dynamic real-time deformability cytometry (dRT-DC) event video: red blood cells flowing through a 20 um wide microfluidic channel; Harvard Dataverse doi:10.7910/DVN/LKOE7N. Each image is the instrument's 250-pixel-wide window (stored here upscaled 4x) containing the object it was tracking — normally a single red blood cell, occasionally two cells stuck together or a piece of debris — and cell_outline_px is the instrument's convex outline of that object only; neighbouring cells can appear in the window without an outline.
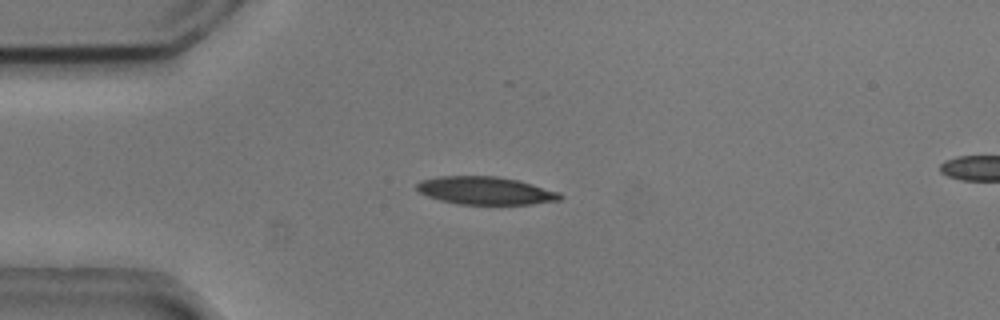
{"species": "common noctule bat (a hibernating species)", "species_latin": "Nyctalus noctula", "temperature_condition": "cold", "stored_images_in_passage": 52, "camera_frame_rate_fps": 3000, "um_per_image_px": 0.085, "animal": {"sex": "male", "body_mass_g": 20.5, "forearm_length_mm": 52.5}, "frame": {"image": 1, "passage_image": 12, "time_ms": 3.667, "image_size_px": [1000, 320], "cell_outline_px": [[564, 196], [560, 200], [532, 204], [460, 204], [440, 200], [416, 192], [416, 184], [420, 180], [436, 176], [496, 176], [516, 180], [532, 184], [560, 192]], "centroid_in_image_um": [41.23, 16.2], "position_along_channel_um": 43.8, "area_um2": 23.35}}
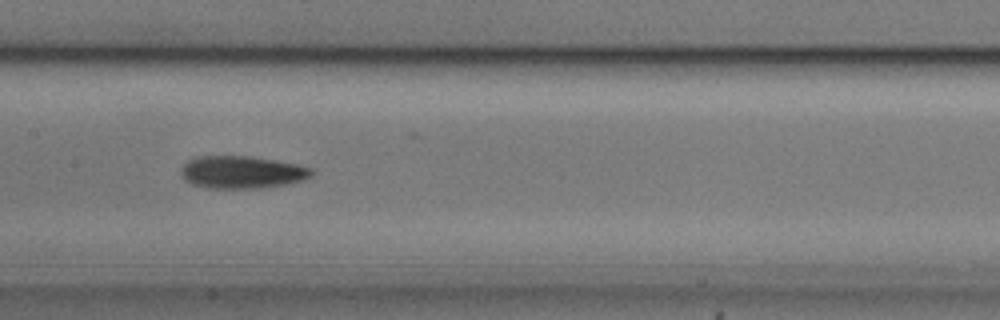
{"frame": {"image": 2, "passage_image": 25, "time_ms": 8.0, "image_size_px": [1000, 320], "cell_outline_px": [[312, 176], [304, 180], [288, 184], [260, 188], [208, 188], [192, 184], [184, 180], [180, 176], [180, 168], [188, 160], [196, 156], [248, 156], [296, 164], [312, 168]], "centroid_in_image_um": [20.52, 14.64], "position_along_channel_um": 186.9, "area_um2": 24.85}}
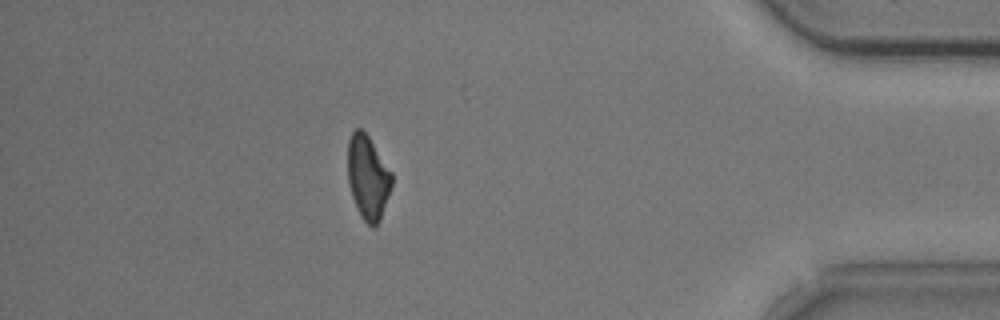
{"frame": {"image": 3, "passage_image": 46, "time_ms": 15.0, "image_size_px": [1000, 320], "cell_outline_px": [[392, 184], [380, 220], [372, 228], [360, 216], [356, 208], [348, 184], [348, 140], [352, 132], [356, 128], [360, 128], [368, 136], [392, 172]], "centroid_in_image_um": [31.26, 15.08], "position_along_channel_um": 403.9, "area_um2": 21.44}, "authors_computed_cell_mechanics": {"area_um2": 23.12, "velocity_mm_per_s": 3.7393, "shape_relaxation_time_tau1_ms": 3.1798, "shape_relaxation_time_tau2_ms": 8.6978, "deformation_change_tau1": 0.1257, "deformation_change_tau2": 0.1702}}